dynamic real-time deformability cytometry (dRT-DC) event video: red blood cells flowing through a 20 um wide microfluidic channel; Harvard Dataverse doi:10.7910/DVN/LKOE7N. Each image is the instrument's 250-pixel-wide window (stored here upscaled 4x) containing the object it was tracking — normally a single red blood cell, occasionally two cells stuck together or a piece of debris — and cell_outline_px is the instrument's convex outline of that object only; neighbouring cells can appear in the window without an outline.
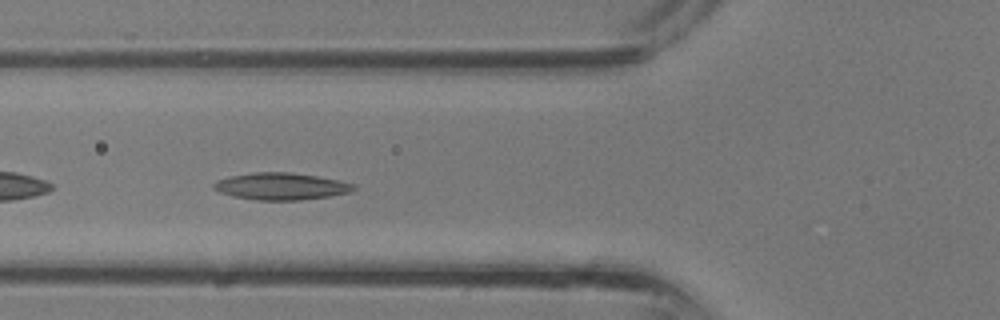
{"species": "common noctule bat (a hibernating species)", "species_latin": "Nyctalus noctula", "temperature_condition": "room temperature", "stored_images_in_passage": 20, "camera_frame_rate_fps": 3000, "um_per_image_px": 0.085, "animal": {"sex": "male", "body_mass_g": 13.3}, "frame": {"image": 1, "passage_image": 3, "time_ms": 0.667, "image_size_px": [1000, 320], "cell_outline_px": [[356, 188], [348, 192], [328, 196], [300, 200], [256, 200], [232, 196], [220, 192], [212, 188], [212, 184], [216, 180], [232, 176], [252, 172], [292, 172], [316, 176], [356, 184]], "centroid_in_image_um": [23.84, 15.83], "position_along_channel_um": 102.0, "area_um2": 21.91}}
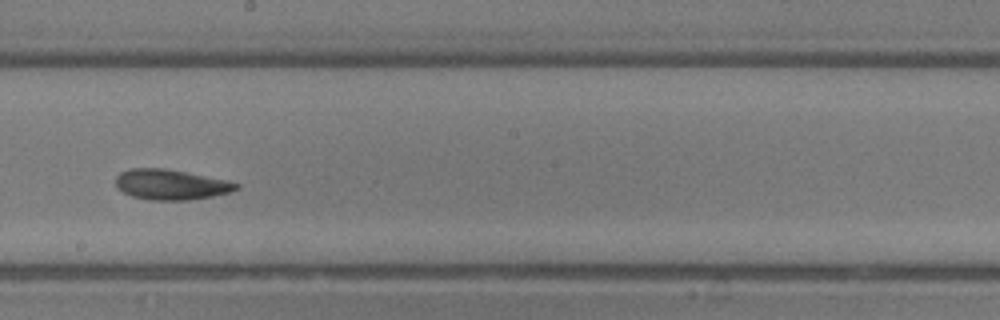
{"frame": {"image": 2, "passage_image": 10, "time_ms": 3.0, "image_size_px": [1000, 320], "cell_outline_px": [[240, 188], [232, 192], [212, 196], [188, 200], [148, 200], [132, 196], [124, 192], [116, 184], [116, 176], [120, 172], [128, 168], [164, 168], [224, 180], [240, 184]], "centroid_in_image_um": [14.51, 15.69], "position_along_channel_um": 233.7, "area_um2": 21.1}}
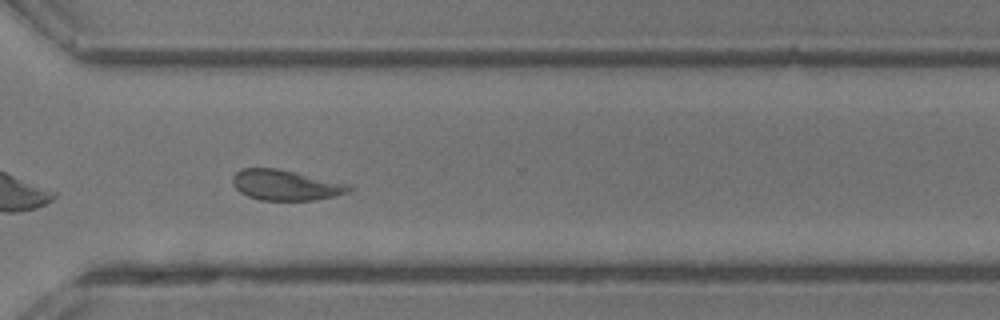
{"frame": {"image": 3, "passage_image": 16, "time_ms": 5.0, "image_size_px": [1000, 320], "cell_outline_px": [[352, 188], [348, 192], [336, 196], [316, 200], [260, 200], [248, 196], [240, 192], [232, 184], [232, 176], [240, 168], [276, 168], [352, 184]], "centroid_in_image_um": [24.29, 15.73], "position_along_channel_um": 346.3, "area_um2": 20.81}}